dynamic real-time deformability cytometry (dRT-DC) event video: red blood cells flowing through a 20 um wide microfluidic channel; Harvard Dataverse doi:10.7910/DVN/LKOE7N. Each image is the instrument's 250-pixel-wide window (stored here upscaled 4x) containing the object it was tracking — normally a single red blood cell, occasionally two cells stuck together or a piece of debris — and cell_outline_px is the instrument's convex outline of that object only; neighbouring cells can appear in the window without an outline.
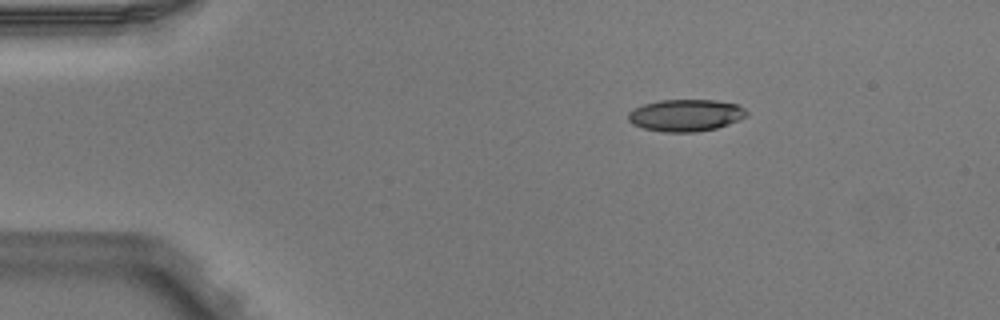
{"species": "Egyptian fruit bat (a non-hibernating species)", "species_latin": "Rousettus aegyptiacus", "temperature_condition": "warm", "stored_images_in_passage": 3, "camera_frame_rate_fps": 3000, "um_per_image_px": 0.085, "animal": {"sex": "male"}, "frame": {"image": 1, "passage_image": 1, "time_ms": 0.0, "image_size_px": [1000, 320], "cell_outline_px": [[748, 116], [728, 124], [716, 128], [696, 132], [664, 132], [644, 128], [632, 124], [628, 120], [628, 112], [644, 104], [660, 100], [716, 100], [736, 104], [744, 108], [748, 112]], "centroid_in_image_um": [58.3, 9.8], "position_along_channel_um": 26.7, "area_um2": 22.02}}
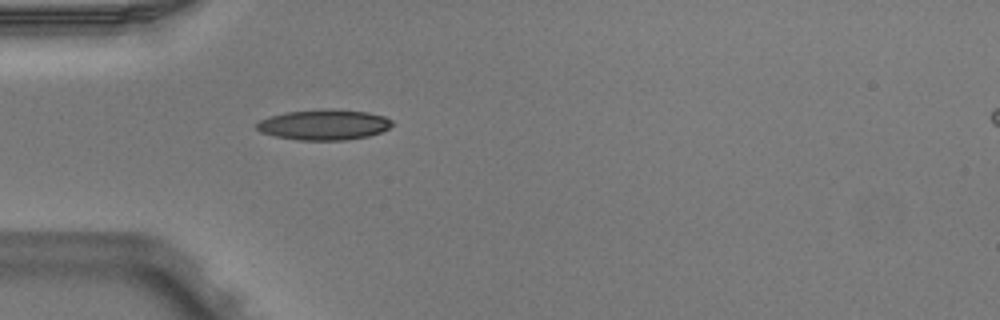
{"frame": {"image": 2, "passage_image": 3, "time_ms": 0.667, "image_size_px": [1000, 320], "cell_outline_px": [[392, 124], [388, 128], [380, 132], [368, 136], [344, 140], [300, 140], [276, 136], [260, 132], [256, 128], [256, 124], [260, 120], [268, 116], [284, 112], [332, 108], [368, 112], [384, 116], [392, 120]], "centroid_in_image_um": [27.52, 10.59], "position_along_channel_um": 57.5, "area_um2": 24.1}}